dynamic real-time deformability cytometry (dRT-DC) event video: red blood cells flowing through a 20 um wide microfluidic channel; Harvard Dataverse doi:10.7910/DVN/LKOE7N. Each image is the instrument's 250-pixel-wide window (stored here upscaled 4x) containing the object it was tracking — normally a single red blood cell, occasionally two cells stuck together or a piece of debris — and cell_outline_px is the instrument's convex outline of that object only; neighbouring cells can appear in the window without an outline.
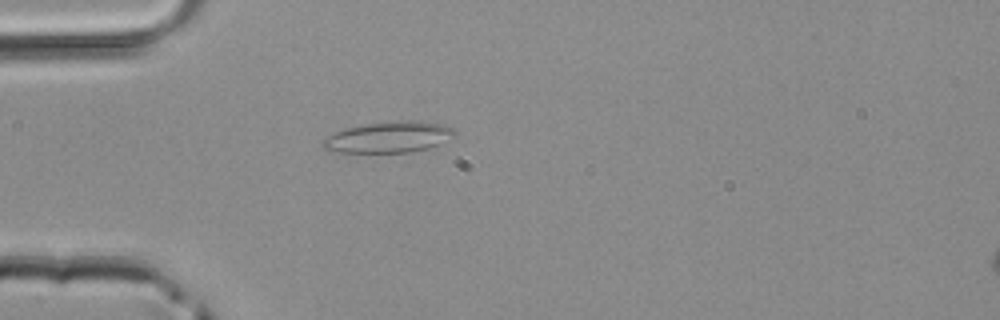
{"species": "common noctule bat (a hibernating species)", "species_latin": "Nyctalus noctula", "temperature_condition": "room temperature", "stored_images_in_passage": 3, "camera_frame_rate_fps": 3000, "um_per_image_px": 0.085, "animal": {"sex": "male", "body_mass_g": 20.4}, "frame": {"image": 1, "passage_image": 3, "time_ms": 0.667, "image_size_px": [1000, 320], "cell_outline_px": [[456, 136], [440, 144], [428, 148], [412, 152], [328, 152], [324, 148], [320, 140], [344, 128], [364, 124], [400, 120], [420, 120], [444, 124], [452, 128], [456, 132]], "centroid_in_image_um": [33.06, 11.65], "position_along_channel_um": 51.9, "area_um2": 24.22}}